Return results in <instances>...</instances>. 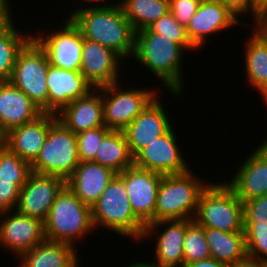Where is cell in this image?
Segmentation results:
<instances>
[{"label":"cell","mask_w":267,"mask_h":267,"mask_svg":"<svg viewBox=\"0 0 267 267\" xmlns=\"http://www.w3.org/2000/svg\"><path fill=\"white\" fill-rule=\"evenodd\" d=\"M44 240V222L41 220L16 210L0 212V246L17 258Z\"/></svg>","instance_id":"15"},{"label":"cell","mask_w":267,"mask_h":267,"mask_svg":"<svg viewBox=\"0 0 267 267\" xmlns=\"http://www.w3.org/2000/svg\"><path fill=\"white\" fill-rule=\"evenodd\" d=\"M201 0H169V11L180 25L187 26Z\"/></svg>","instance_id":"37"},{"label":"cell","mask_w":267,"mask_h":267,"mask_svg":"<svg viewBox=\"0 0 267 267\" xmlns=\"http://www.w3.org/2000/svg\"><path fill=\"white\" fill-rule=\"evenodd\" d=\"M192 221V219L159 220L145 227L141 241L147 240V238H150L149 236L152 238L153 234L157 235L154 245L156 246L154 261L151 263L163 267L184 266L183 241L186 227ZM161 226H164L163 230ZM157 229L159 233H157Z\"/></svg>","instance_id":"14"},{"label":"cell","mask_w":267,"mask_h":267,"mask_svg":"<svg viewBox=\"0 0 267 267\" xmlns=\"http://www.w3.org/2000/svg\"><path fill=\"white\" fill-rule=\"evenodd\" d=\"M81 1V0H80ZM86 2V3H88V4H96V5H92L91 6V8H105V7H110V6H113L112 4L111 5H109V3L107 2V4L105 5V3H103V4H101L102 2H106L107 0H83V2ZM97 3L99 4L100 3V5H98L97 6Z\"/></svg>","instance_id":"44"},{"label":"cell","mask_w":267,"mask_h":267,"mask_svg":"<svg viewBox=\"0 0 267 267\" xmlns=\"http://www.w3.org/2000/svg\"><path fill=\"white\" fill-rule=\"evenodd\" d=\"M52 33L41 32L32 38L44 50L50 65L65 70L80 71L83 36L71 19ZM46 34V35H45Z\"/></svg>","instance_id":"10"},{"label":"cell","mask_w":267,"mask_h":267,"mask_svg":"<svg viewBox=\"0 0 267 267\" xmlns=\"http://www.w3.org/2000/svg\"><path fill=\"white\" fill-rule=\"evenodd\" d=\"M66 186L60 177L31 172L20 190L15 210L45 222L57 195Z\"/></svg>","instance_id":"12"},{"label":"cell","mask_w":267,"mask_h":267,"mask_svg":"<svg viewBox=\"0 0 267 267\" xmlns=\"http://www.w3.org/2000/svg\"><path fill=\"white\" fill-rule=\"evenodd\" d=\"M119 4L135 32L169 12V0H120Z\"/></svg>","instance_id":"29"},{"label":"cell","mask_w":267,"mask_h":267,"mask_svg":"<svg viewBox=\"0 0 267 267\" xmlns=\"http://www.w3.org/2000/svg\"><path fill=\"white\" fill-rule=\"evenodd\" d=\"M257 148V149H256ZM225 182L243 202L267 195V151L260 145Z\"/></svg>","instance_id":"19"},{"label":"cell","mask_w":267,"mask_h":267,"mask_svg":"<svg viewBox=\"0 0 267 267\" xmlns=\"http://www.w3.org/2000/svg\"><path fill=\"white\" fill-rule=\"evenodd\" d=\"M6 146V133L0 127V151Z\"/></svg>","instance_id":"45"},{"label":"cell","mask_w":267,"mask_h":267,"mask_svg":"<svg viewBox=\"0 0 267 267\" xmlns=\"http://www.w3.org/2000/svg\"><path fill=\"white\" fill-rule=\"evenodd\" d=\"M175 129L171 127L164 135L142 148L134 156V165L161 175L181 174L190 167L181 155Z\"/></svg>","instance_id":"13"},{"label":"cell","mask_w":267,"mask_h":267,"mask_svg":"<svg viewBox=\"0 0 267 267\" xmlns=\"http://www.w3.org/2000/svg\"><path fill=\"white\" fill-rule=\"evenodd\" d=\"M73 245L44 240L22 253L18 267H77L81 263Z\"/></svg>","instance_id":"25"},{"label":"cell","mask_w":267,"mask_h":267,"mask_svg":"<svg viewBox=\"0 0 267 267\" xmlns=\"http://www.w3.org/2000/svg\"><path fill=\"white\" fill-rule=\"evenodd\" d=\"M46 85L48 113L52 114H58L66 105L94 89L80 71L65 70L53 65H49Z\"/></svg>","instance_id":"20"},{"label":"cell","mask_w":267,"mask_h":267,"mask_svg":"<svg viewBox=\"0 0 267 267\" xmlns=\"http://www.w3.org/2000/svg\"><path fill=\"white\" fill-rule=\"evenodd\" d=\"M128 267H163V266L155 265L151 263L150 260H149V263L148 261L139 260V262L137 261V262L131 263Z\"/></svg>","instance_id":"43"},{"label":"cell","mask_w":267,"mask_h":267,"mask_svg":"<svg viewBox=\"0 0 267 267\" xmlns=\"http://www.w3.org/2000/svg\"><path fill=\"white\" fill-rule=\"evenodd\" d=\"M233 267H263V266H262V264L247 262L243 265H238V266H233Z\"/></svg>","instance_id":"47"},{"label":"cell","mask_w":267,"mask_h":267,"mask_svg":"<svg viewBox=\"0 0 267 267\" xmlns=\"http://www.w3.org/2000/svg\"><path fill=\"white\" fill-rule=\"evenodd\" d=\"M239 18L217 0L201 1L198 10L186 26L190 42L200 49L207 37L237 25Z\"/></svg>","instance_id":"18"},{"label":"cell","mask_w":267,"mask_h":267,"mask_svg":"<svg viewBox=\"0 0 267 267\" xmlns=\"http://www.w3.org/2000/svg\"><path fill=\"white\" fill-rule=\"evenodd\" d=\"M87 6V7H86ZM87 4L75 8L68 19L79 28L83 38L100 43L117 53L123 60L133 56L135 31L118 2L105 8Z\"/></svg>","instance_id":"1"},{"label":"cell","mask_w":267,"mask_h":267,"mask_svg":"<svg viewBox=\"0 0 267 267\" xmlns=\"http://www.w3.org/2000/svg\"><path fill=\"white\" fill-rule=\"evenodd\" d=\"M79 163L76 134L56 118L50 124L37 158L30 164L31 172L57 176L66 181Z\"/></svg>","instance_id":"7"},{"label":"cell","mask_w":267,"mask_h":267,"mask_svg":"<svg viewBox=\"0 0 267 267\" xmlns=\"http://www.w3.org/2000/svg\"><path fill=\"white\" fill-rule=\"evenodd\" d=\"M94 228L141 242L145 225L134 215L122 178L116 174L91 207Z\"/></svg>","instance_id":"3"},{"label":"cell","mask_w":267,"mask_h":267,"mask_svg":"<svg viewBox=\"0 0 267 267\" xmlns=\"http://www.w3.org/2000/svg\"><path fill=\"white\" fill-rule=\"evenodd\" d=\"M116 174L94 161L80 162L66 180V186L84 204L92 207Z\"/></svg>","instance_id":"24"},{"label":"cell","mask_w":267,"mask_h":267,"mask_svg":"<svg viewBox=\"0 0 267 267\" xmlns=\"http://www.w3.org/2000/svg\"><path fill=\"white\" fill-rule=\"evenodd\" d=\"M160 100L157 95L123 130L133 157L172 127L168 113Z\"/></svg>","instance_id":"17"},{"label":"cell","mask_w":267,"mask_h":267,"mask_svg":"<svg viewBox=\"0 0 267 267\" xmlns=\"http://www.w3.org/2000/svg\"><path fill=\"white\" fill-rule=\"evenodd\" d=\"M18 30L12 23L0 33V82L10 80L19 51L32 38Z\"/></svg>","instance_id":"30"},{"label":"cell","mask_w":267,"mask_h":267,"mask_svg":"<svg viewBox=\"0 0 267 267\" xmlns=\"http://www.w3.org/2000/svg\"><path fill=\"white\" fill-rule=\"evenodd\" d=\"M263 267H267V263L262 264Z\"/></svg>","instance_id":"50"},{"label":"cell","mask_w":267,"mask_h":267,"mask_svg":"<svg viewBox=\"0 0 267 267\" xmlns=\"http://www.w3.org/2000/svg\"><path fill=\"white\" fill-rule=\"evenodd\" d=\"M109 131V128L102 126L76 134L80 162L95 159L98 146Z\"/></svg>","instance_id":"35"},{"label":"cell","mask_w":267,"mask_h":267,"mask_svg":"<svg viewBox=\"0 0 267 267\" xmlns=\"http://www.w3.org/2000/svg\"><path fill=\"white\" fill-rule=\"evenodd\" d=\"M118 175L125 184L134 215L145 226L154 223L157 191L163 175L135 165L128 167Z\"/></svg>","instance_id":"11"},{"label":"cell","mask_w":267,"mask_h":267,"mask_svg":"<svg viewBox=\"0 0 267 267\" xmlns=\"http://www.w3.org/2000/svg\"><path fill=\"white\" fill-rule=\"evenodd\" d=\"M184 264L211 257L204 227L194 220L186 227L183 241Z\"/></svg>","instance_id":"32"},{"label":"cell","mask_w":267,"mask_h":267,"mask_svg":"<svg viewBox=\"0 0 267 267\" xmlns=\"http://www.w3.org/2000/svg\"><path fill=\"white\" fill-rule=\"evenodd\" d=\"M244 238L249 262L267 263V226L244 223Z\"/></svg>","instance_id":"33"},{"label":"cell","mask_w":267,"mask_h":267,"mask_svg":"<svg viewBox=\"0 0 267 267\" xmlns=\"http://www.w3.org/2000/svg\"><path fill=\"white\" fill-rule=\"evenodd\" d=\"M254 3L264 12L267 9V0H254Z\"/></svg>","instance_id":"46"},{"label":"cell","mask_w":267,"mask_h":267,"mask_svg":"<svg viewBox=\"0 0 267 267\" xmlns=\"http://www.w3.org/2000/svg\"><path fill=\"white\" fill-rule=\"evenodd\" d=\"M9 0H0V33L5 31L14 21Z\"/></svg>","instance_id":"40"},{"label":"cell","mask_w":267,"mask_h":267,"mask_svg":"<svg viewBox=\"0 0 267 267\" xmlns=\"http://www.w3.org/2000/svg\"><path fill=\"white\" fill-rule=\"evenodd\" d=\"M256 21H267V9L259 16Z\"/></svg>","instance_id":"48"},{"label":"cell","mask_w":267,"mask_h":267,"mask_svg":"<svg viewBox=\"0 0 267 267\" xmlns=\"http://www.w3.org/2000/svg\"><path fill=\"white\" fill-rule=\"evenodd\" d=\"M185 49L170 38L154 33L148 28L135 32L133 57L158 77L171 94L183 93V63Z\"/></svg>","instance_id":"2"},{"label":"cell","mask_w":267,"mask_h":267,"mask_svg":"<svg viewBox=\"0 0 267 267\" xmlns=\"http://www.w3.org/2000/svg\"><path fill=\"white\" fill-rule=\"evenodd\" d=\"M192 172L163 175L157 191L154 222L171 219H192L201 192L209 183Z\"/></svg>","instance_id":"5"},{"label":"cell","mask_w":267,"mask_h":267,"mask_svg":"<svg viewBox=\"0 0 267 267\" xmlns=\"http://www.w3.org/2000/svg\"><path fill=\"white\" fill-rule=\"evenodd\" d=\"M112 83L102 87L104 126L123 131L158 95L156 89H123Z\"/></svg>","instance_id":"9"},{"label":"cell","mask_w":267,"mask_h":267,"mask_svg":"<svg viewBox=\"0 0 267 267\" xmlns=\"http://www.w3.org/2000/svg\"><path fill=\"white\" fill-rule=\"evenodd\" d=\"M204 233L212 258L229 267L249 262L244 232H225L204 227Z\"/></svg>","instance_id":"26"},{"label":"cell","mask_w":267,"mask_h":267,"mask_svg":"<svg viewBox=\"0 0 267 267\" xmlns=\"http://www.w3.org/2000/svg\"><path fill=\"white\" fill-rule=\"evenodd\" d=\"M20 190L13 181L0 179V212L15 210L19 200Z\"/></svg>","instance_id":"38"},{"label":"cell","mask_w":267,"mask_h":267,"mask_svg":"<svg viewBox=\"0 0 267 267\" xmlns=\"http://www.w3.org/2000/svg\"><path fill=\"white\" fill-rule=\"evenodd\" d=\"M49 65L44 50L31 38L19 51L9 80L44 113H48L46 79Z\"/></svg>","instance_id":"8"},{"label":"cell","mask_w":267,"mask_h":267,"mask_svg":"<svg viewBox=\"0 0 267 267\" xmlns=\"http://www.w3.org/2000/svg\"><path fill=\"white\" fill-rule=\"evenodd\" d=\"M94 162L119 174L134 165L126 136L123 131L110 130L102 139Z\"/></svg>","instance_id":"28"},{"label":"cell","mask_w":267,"mask_h":267,"mask_svg":"<svg viewBox=\"0 0 267 267\" xmlns=\"http://www.w3.org/2000/svg\"><path fill=\"white\" fill-rule=\"evenodd\" d=\"M148 29L154 33L162 34L164 37L170 38L174 42L180 44L185 50H195L196 47L190 42L186 27L180 25L169 11L149 25Z\"/></svg>","instance_id":"34"},{"label":"cell","mask_w":267,"mask_h":267,"mask_svg":"<svg viewBox=\"0 0 267 267\" xmlns=\"http://www.w3.org/2000/svg\"><path fill=\"white\" fill-rule=\"evenodd\" d=\"M42 110L10 81L0 82V127L5 133L28 123Z\"/></svg>","instance_id":"23"},{"label":"cell","mask_w":267,"mask_h":267,"mask_svg":"<svg viewBox=\"0 0 267 267\" xmlns=\"http://www.w3.org/2000/svg\"><path fill=\"white\" fill-rule=\"evenodd\" d=\"M193 220L202 227L244 232L242 201L225 182H209L200 194Z\"/></svg>","instance_id":"6"},{"label":"cell","mask_w":267,"mask_h":267,"mask_svg":"<svg viewBox=\"0 0 267 267\" xmlns=\"http://www.w3.org/2000/svg\"><path fill=\"white\" fill-rule=\"evenodd\" d=\"M95 230L91 207L84 204L67 186L57 195L44 222L45 239L77 245Z\"/></svg>","instance_id":"4"},{"label":"cell","mask_w":267,"mask_h":267,"mask_svg":"<svg viewBox=\"0 0 267 267\" xmlns=\"http://www.w3.org/2000/svg\"><path fill=\"white\" fill-rule=\"evenodd\" d=\"M251 32L244 45L246 78L267 105V41L255 28Z\"/></svg>","instance_id":"27"},{"label":"cell","mask_w":267,"mask_h":267,"mask_svg":"<svg viewBox=\"0 0 267 267\" xmlns=\"http://www.w3.org/2000/svg\"><path fill=\"white\" fill-rule=\"evenodd\" d=\"M31 173V166L7 146L0 151V179L13 181L20 189Z\"/></svg>","instance_id":"31"},{"label":"cell","mask_w":267,"mask_h":267,"mask_svg":"<svg viewBox=\"0 0 267 267\" xmlns=\"http://www.w3.org/2000/svg\"><path fill=\"white\" fill-rule=\"evenodd\" d=\"M56 115L74 134L104 126L102 87L72 101Z\"/></svg>","instance_id":"22"},{"label":"cell","mask_w":267,"mask_h":267,"mask_svg":"<svg viewBox=\"0 0 267 267\" xmlns=\"http://www.w3.org/2000/svg\"><path fill=\"white\" fill-rule=\"evenodd\" d=\"M261 146L267 151V138L263 142H261Z\"/></svg>","instance_id":"49"},{"label":"cell","mask_w":267,"mask_h":267,"mask_svg":"<svg viewBox=\"0 0 267 267\" xmlns=\"http://www.w3.org/2000/svg\"><path fill=\"white\" fill-rule=\"evenodd\" d=\"M243 204L244 223H258V226H267V195Z\"/></svg>","instance_id":"36"},{"label":"cell","mask_w":267,"mask_h":267,"mask_svg":"<svg viewBox=\"0 0 267 267\" xmlns=\"http://www.w3.org/2000/svg\"><path fill=\"white\" fill-rule=\"evenodd\" d=\"M253 28H255L267 41V21H255Z\"/></svg>","instance_id":"42"},{"label":"cell","mask_w":267,"mask_h":267,"mask_svg":"<svg viewBox=\"0 0 267 267\" xmlns=\"http://www.w3.org/2000/svg\"><path fill=\"white\" fill-rule=\"evenodd\" d=\"M56 118V114L43 112L34 120L11 129L6 133V146L31 164L43 147L50 124Z\"/></svg>","instance_id":"21"},{"label":"cell","mask_w":267,"mask_h":267,"mask_svg":"<svg viewBox=\"0 0 267 267\" xmlns=\"http://www.w3.org/2000/svg\"><path fill=\"white\" fill-rule=\"evenodd\" d=\"M223 3L237 17L251 13L253 23L263 11L254 3V0H217Z\"/></svg>","instance_id":"39"},{"label":"cell","mask_w":267,"mask_h":267,"mask_svg":"<svg viewBox=\"0 0 267 267\" xmlns=\"http://www.w3.org/2000/svg\"><path fill=\"white\" fill-rule=\"evenodd\" d=\"M183 267H229L226 263L217 261L210 257L204 260L194 261L188 264H184Z\"/></svg>","instance_id":"41"},{"label":"cell","mask_w":267,"mask_h":267,"mask_svg":"<svg viewBox=\"0 0 267 267\" xmlns=\"http://www.w3.org/2000/svg\"><path fill=\"white\" fill-rule=\"evenodd\" d=\"M122 58L108 47L83 38L80 72L93 88H99L119 81Z\"/></svg>","instance_id":"16"}]
</instances>
